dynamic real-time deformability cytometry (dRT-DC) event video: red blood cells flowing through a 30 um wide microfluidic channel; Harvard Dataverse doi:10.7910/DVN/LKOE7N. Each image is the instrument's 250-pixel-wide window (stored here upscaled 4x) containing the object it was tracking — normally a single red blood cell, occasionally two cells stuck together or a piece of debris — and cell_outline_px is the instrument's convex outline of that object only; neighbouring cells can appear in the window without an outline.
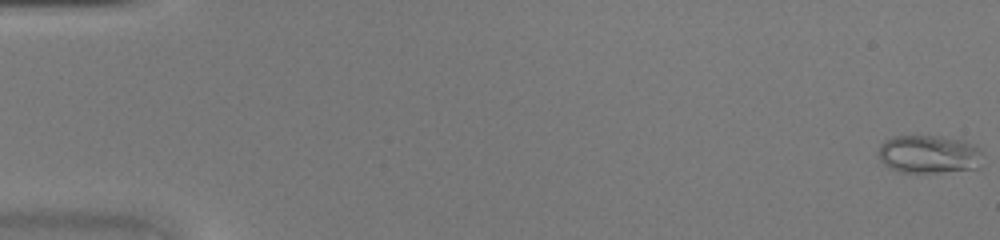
{"species": "common noctule bat (a hibernating species)", "species_latin": "Nyctalus noctula", "temperature_condition": "warm", "stored_images_in_passage": 46, "camera_frame_rate_fps": 3000, "um_per_image_px": 0.085, "animal": {"sex": "female", "body_mass_g": 20.0, "forearm_length_mm": 54.0}, "frame": {"image": 1, "passage_image": 1, "time_ms": 0.0, "image_size_px": [1000, 240], "cell_outline_px": [[980, 168], [940, 172], [900, 172], [888, 168], [880, 160], [880, 144], [884, 140], [892, 136], [940, 136], [964, 140], [976, 144], [980, 148]], "centroid_in_image_um": [78.96, 13.1], "position_along_channel_um": 6.0, "area_um2": 23.35}}
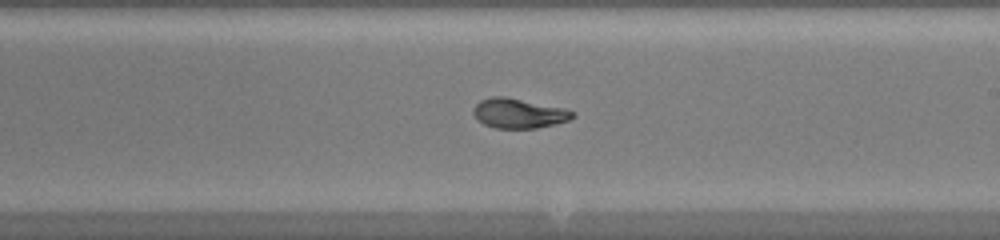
{"frame": {"image": 2, "passage_image": 28, "time_ms": 9.0, "image_size_px": [1000, 240], "cell_outline_px": [[576, 116], [568, 120], [556, 124], [536, 128], [496, 128], [484, 124], [472, 112], [472, 108], [480, 100], [492, 96], [504, 96], [564, 108], [576, 112]], "centroid_in_image_um": [44.11, 9.62], "position_along_channel_um": 244.9, "area_um2": 17.17}}
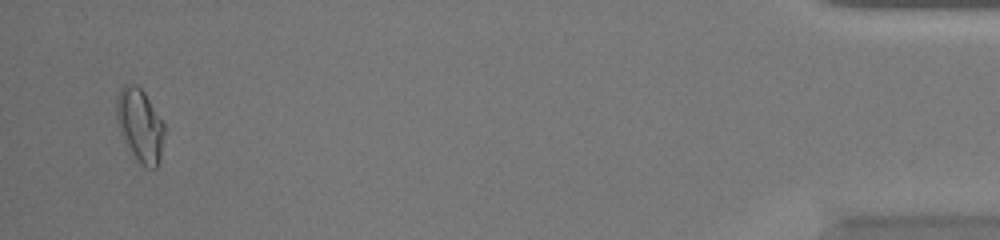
{"frame": {"image": 3, "passage_image": 45, "time_ms": 14.667, "image_size_px": [1000, 240], "cell_outline_px": [[164, 132], [160, 156], [156, 168], [144, 168], [136, 160], [124, 140], [120, 132], [116, 120], [116, 100], [120, 88], [124, 84], [136, 84], [144, 92], [164, 124]], "centroid_in_image_um": [11.87, 10.65], "position_along_channel_um": 423.3, "area_um2": 20.29}}